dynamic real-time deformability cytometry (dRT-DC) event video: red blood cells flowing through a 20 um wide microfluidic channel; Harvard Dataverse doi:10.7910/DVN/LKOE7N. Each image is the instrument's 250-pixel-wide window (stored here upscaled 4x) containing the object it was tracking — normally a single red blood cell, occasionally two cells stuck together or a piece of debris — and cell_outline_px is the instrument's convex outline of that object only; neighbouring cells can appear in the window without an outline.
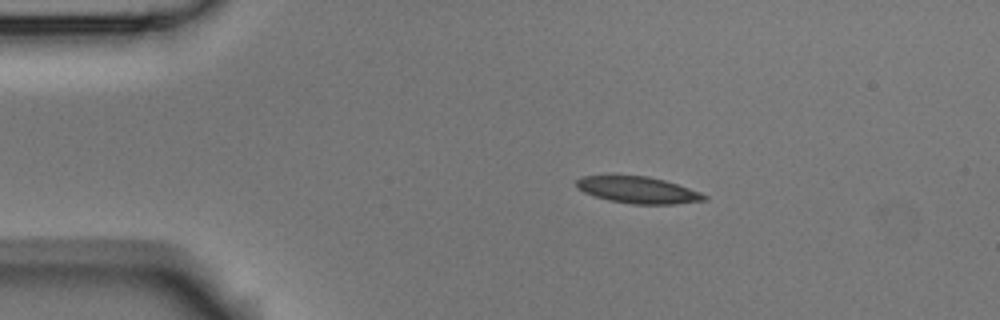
{"species": "Egyptian fruit bat (a non-hibernating species)", "species_latin": "Rousettus aegyptiacus", "temperature_condition": "room temperature", "stored_images_in_passage": 5, "camera_frame_rate_fps": 3000, "um_per_image_px": 0.085, "animal": {"sex": "male"}, "frame": {"image": 1, "passage_image": 1, "time_ms": 0.0, "image_size_px": [1000, 320], "cell_outline_px": [[708, 200], [676, 204], [632, 204], [608, 200], [584, 192], [576, 188], [576, 180], [584, 176], [616, 172], [648, 176], [664, 180], [700, 192], [708, 196]], "centroid_in_image_um": [54.17, 16.1], "position_along_channel_um": 30.8, "area_um2": 20.63}}
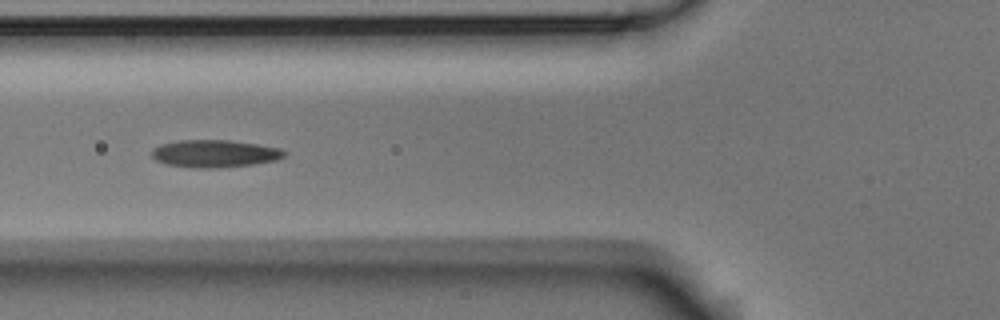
{"frame": {"image": 2, "passage_image": 4, "time_ms": 1.0, "image_size_px": [1000, 320], "cell_outline_px": [[288, 152], [284, 156], [276, 160], [252, 164], [220, 168], [192, 168], [164, 164], [156, 160], [152, 156], [152, 148], [160, 144], [180, 140], [228, 140], [256, 144], [280, 148]], "centroid_in_image_um": [18.22, 13.06], "position_along_channel_um": 107.6, "area_um2": 21.33}}
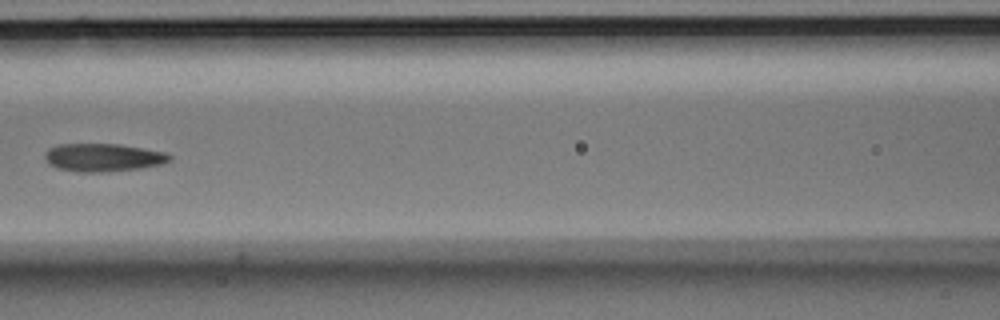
{"frame": {"image": 3, "passage_image": 5, "time_ms": 1.333, "image_size_px": [1000, 320], "cell_outline_px": [[172, 160], [164, 164], [144, 168], [100, 172], [76, 172], [56, 168], [48, 164], [44, 160], [44, 152], [48, 148], [60, 144], [120, 144], [168, 152], [172, 156]], "centroid_in_image_um": [8.78, 13.39], "position_along_channel_um": 157.8, "area_um2": 20.87}}